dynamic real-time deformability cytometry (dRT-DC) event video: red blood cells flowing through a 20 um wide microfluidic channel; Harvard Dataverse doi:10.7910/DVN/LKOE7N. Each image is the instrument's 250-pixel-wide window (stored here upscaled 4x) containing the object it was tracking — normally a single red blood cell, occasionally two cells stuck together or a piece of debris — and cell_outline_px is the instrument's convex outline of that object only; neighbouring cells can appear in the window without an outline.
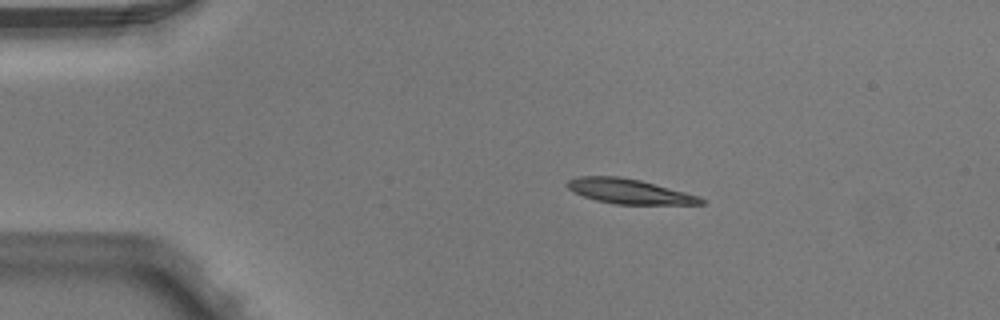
{"species": "Egyptian fruit bat (a non-hibernating species)", "species_latin": "Rousettus aegyptiacus", "temperature_condition": "warm", "stored_images_in_passage": 3, "camera_frame_rate_fps": 3000, "um_per_image_px": 0.085, "animal": {"sex": "male"}, "frame": {"image": 1, "passage_image": 1, "time_ms": 0.0, "image_size_px": [1000, 320], "cell_outline_px": [[704, 204], [616, 204], [596, 200], [584, 196], [568, 188], [564, 184], [568, 180], [580, 176], [620, 176], [640, 180], [700, 196], [704, 200]], "centroid_in_image_um": [53.48, 16.26], "position_along_channel_um": 31.5, "area_um2": 19.13}}
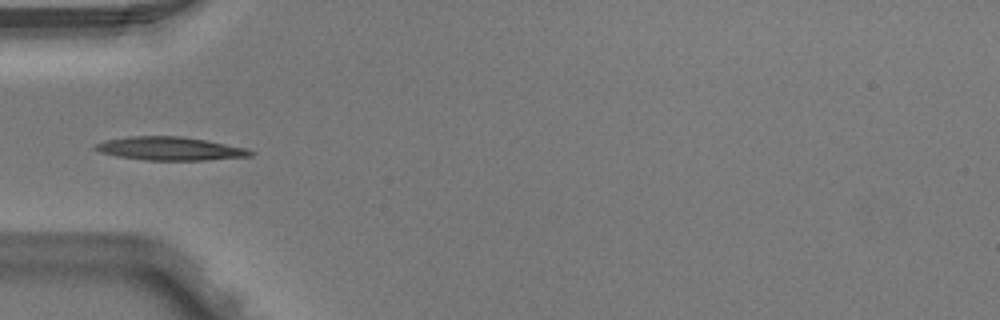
{"frame": {"image": 2, "passage_image": 3, "time_ms": 0.667, "image_size_px": [1000, 320], "cell_outline_px": [[256, 152], [252, 156], [204, 160], [144, 160], [116, 156], [100, 152], [92, 148], [96, 144], [108, 140], [128, 136], [180, 136], [204, 140], [248, 148]], "centroid_in_image_um": [14.47, 12.63], "position_along_channel_um": 70.5, "area_um2": 21.1}}